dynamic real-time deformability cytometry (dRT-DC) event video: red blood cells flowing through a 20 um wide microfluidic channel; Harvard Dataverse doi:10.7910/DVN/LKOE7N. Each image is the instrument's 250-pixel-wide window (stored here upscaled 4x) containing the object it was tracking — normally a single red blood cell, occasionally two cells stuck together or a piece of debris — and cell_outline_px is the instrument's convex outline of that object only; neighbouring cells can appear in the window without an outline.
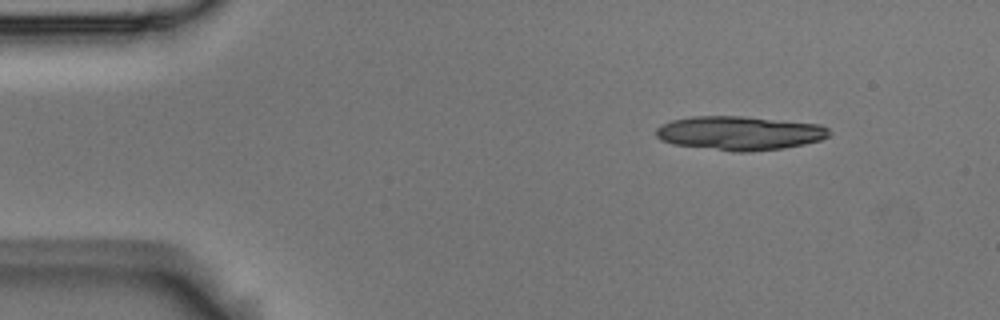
{"species": "Egyptian fruit bat (a non-hibernating species)", "species_latin": "Rousettus aegyptiacus", "temperature_condition": "room temperature", "stored_images_in_passage": 5, "segment_of_instrument_passage": [1, 2], "camera_frame_rate_fps": 3000, "um_per_image_px": 0.085, "animal": {"sex": "male"}, "frame": {"image": 1, "passage_image": 1, "time_ms": 0.0, "image_size_px": [1000, 320], "cell_outline_px": [[832, 132], [828, 136], [820, 140], [804, 144], [784, 148], [748, 152], [736, 152], [672, 144], [660, 140], [656, 136], [656, 128], [660, 124], [672, 120], [692, 116], [744, 116], [820, 124], [828, 128]], "centroid_in_image_um": [62.85, 11.31], "position_along_channel_um": 22.2, "area_um2": 34.51}}